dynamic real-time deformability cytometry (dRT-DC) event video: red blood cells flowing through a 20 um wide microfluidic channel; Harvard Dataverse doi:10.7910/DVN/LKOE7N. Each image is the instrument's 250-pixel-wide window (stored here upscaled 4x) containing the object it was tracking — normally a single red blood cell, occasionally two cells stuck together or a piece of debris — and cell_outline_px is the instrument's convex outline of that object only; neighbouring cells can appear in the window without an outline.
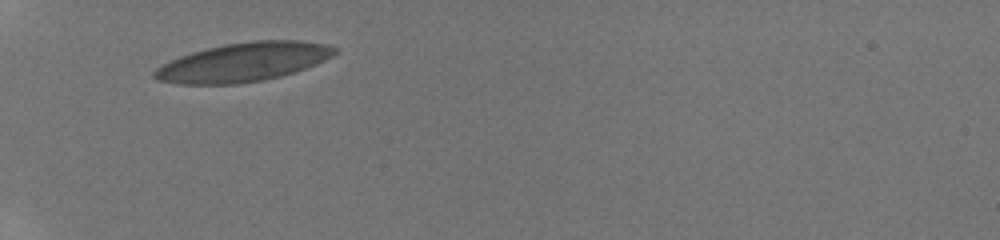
{"species": "human", "species_latin": "Homo sapiens", "temperature_condition": "room temperature", "stored_images_in_passage": 21, "camera_frame_rate_fps": 3000, "um_per_image_px": 0.085, "donor": {"sex": "male"}, "frame": {"image": 1, "passage_image": 1, "time_ms": 0.0, "image_size_px": [1000, 240], "cell_outline_px": [[336, 52], [332, 56], [316, 64], [296, 72], [264, 80], [236, 84], [180, 84], [156, 80], [152, 76], [152, 72], [156, 68], [180, 56], [192, 52], [224, 44], [252, 40], [300, 40], [324, 44], [336, 48]], "centroid_in_image_um": [20.68, 5.28], "position_along_channel_um": 64.3, "area_um2": 40.75}}
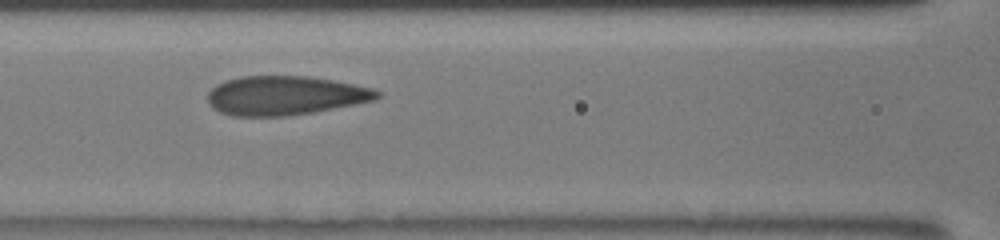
{"frame": {"image": 2, "passage_image": 15, "time_ms": 2.333, "image_size_px": [1000, 240], "cell_outline_px": [[380, 96], [376, 100], [312, 112], [284, 116], [232, 116], [220, 112], [212, 108], [208, 104], [208, 92], [216, 84], [224, 80], [240, 76], [308, 76], [332, 80], [372, 88], [380, 92]], "centroid_in_image_um": [24.19, 8.12], "position_along_channel_um": 142.4, "area_um2": 38.61}}
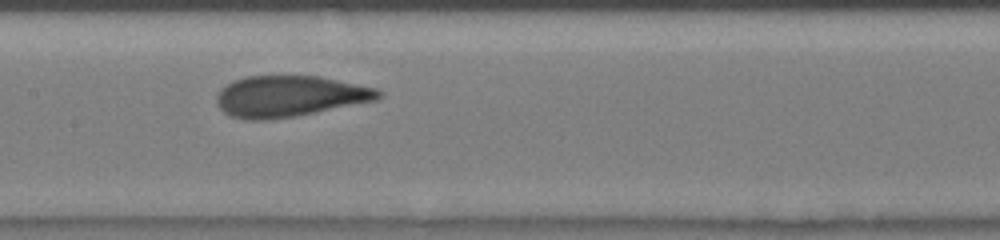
{"frame": {"image": 3, "passage_image": 20, "time_ms": 3.333, "image_size_px": [1000, 240], "cell_outline_px": [[384, 92], [376, 100], [296, 116], [264, 120], [244, 120], [228, 116], [220, 108], [216, 100], [216, 96], [228, 84], [236, 80], [248, 76], [316, 76], [376, 88]], "centroid_in_image_um": [24.6, 8.2], "position_along_channel_um": 182.8, "area_um2": 38.32}}